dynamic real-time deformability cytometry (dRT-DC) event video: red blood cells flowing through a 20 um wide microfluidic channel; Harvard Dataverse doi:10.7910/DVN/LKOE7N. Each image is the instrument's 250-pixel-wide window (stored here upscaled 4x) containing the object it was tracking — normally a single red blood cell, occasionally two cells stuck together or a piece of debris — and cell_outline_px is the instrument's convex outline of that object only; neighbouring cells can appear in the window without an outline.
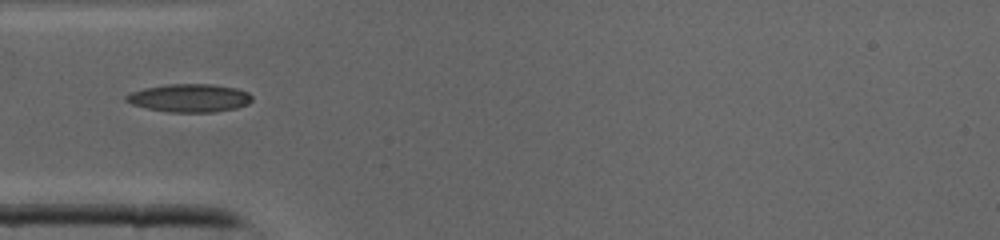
{"species": "common noctule bat (a hibernating species)", "species_latin": "Nyctalus noctula", "temperature_condition": "cold", "stored_images_in_passage": 27, "camera_frame_rate_fps": 3000, "um_per_image_px": 0.085, "animal": {"sex": "male", "body_mass_g": 19.0, "forearm_length_mm": 50.8}, "frame": {"image": 1, "passage_image": 1, "time_ms": 0.0, "image_size_px": [1000, 240], "cell_outline_px": [[252, 100], [248, 104], [236, 108], [212, 112], [168, 112], [148, 108], [132, 104], [124, 100], [124, 96], [132, 92], [144, 88], [168, 84], [212, 84], [236, 88], [248, 92], [252, 96]], "centroid_in_image_um": [16.11, 8.33], "position_along_channel_um": 68.9, "area_um2": 20.58}}
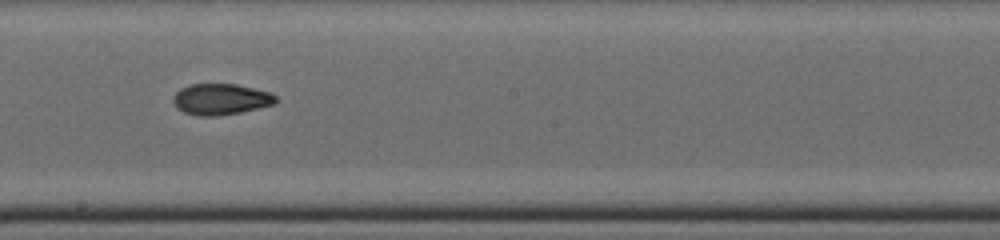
{"frame": {"image": 2, "passage_image": 11, "time_ms": 3.333, "image_size_px": [1000, 240], "cell_outline_px": [[276, 100], [272, 104], [240, 112], [216, 116], [196, 116], [184, 112], [176, 108], [172, 100], [176, 92], [180, 88], [192, 84], [236, 84], [272, 92], [276, 96]], "centroid_in_image_um": [18.73, 8.43], "position_along_channel_um": 229.5, "area_um2": 18.55}}
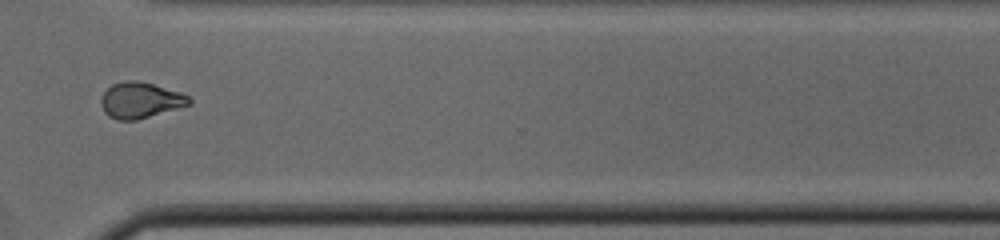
{"frame": {"image": 3, "passage_image": 19, "time_ms": 6.0, "image_size_px": [1000, 240], "cell_outline_px": [[192, 104], [136, 120], [116, 120], [108, 116], [104, 112], [100, 100], [104, 92], [112, 84], [124, 80], [136, 80], [152, 84], [180, 92], [188, 96], [192, 100]], "centroid_in_image_um": [11.92, 8.52], "position_along_channel_um": 358.7, "area_um2": 18.38}}